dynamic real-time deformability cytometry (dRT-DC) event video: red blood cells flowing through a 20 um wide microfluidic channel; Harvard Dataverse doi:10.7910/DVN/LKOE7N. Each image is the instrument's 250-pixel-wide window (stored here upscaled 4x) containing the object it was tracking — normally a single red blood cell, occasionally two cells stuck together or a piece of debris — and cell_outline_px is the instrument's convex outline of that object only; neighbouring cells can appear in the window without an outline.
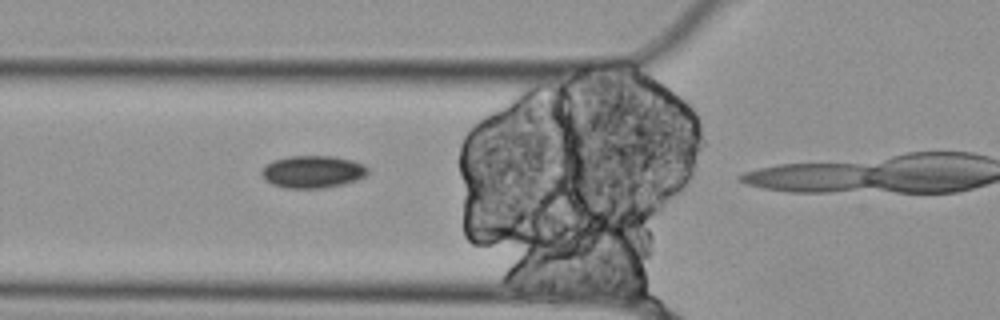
{"species": "Egyptian fruit bat (a non-hibernating species)", "species_latin": "Rousettus aegyptiacus", "temperature_condition": "cold", "stored_images_in_passage": 7, "segment_of_instrument_passage": [2, 2], "camera_frame_rate_fps": 3000, "um_per_image_px": 0.085, "animal": {"sex": "female"}, "frame": {"image": 1, "passage_image": 4, "time_ms": 1.0, "image_size_px": [1000, 320], "cell_outline_px": [[368, 172], [364, 176], [356, 180], [340, 184], [320, 188], [284, 188], [272, 184], [264, 180], [260, 172], [272, 160], [288, 156], [336, 156], [352, 160], [364, 164], [368, 168]], "centroid_in_image_um": [26.56, 14.59], "position_along_channel_um": 99.2, "area_um2": 20.0}}